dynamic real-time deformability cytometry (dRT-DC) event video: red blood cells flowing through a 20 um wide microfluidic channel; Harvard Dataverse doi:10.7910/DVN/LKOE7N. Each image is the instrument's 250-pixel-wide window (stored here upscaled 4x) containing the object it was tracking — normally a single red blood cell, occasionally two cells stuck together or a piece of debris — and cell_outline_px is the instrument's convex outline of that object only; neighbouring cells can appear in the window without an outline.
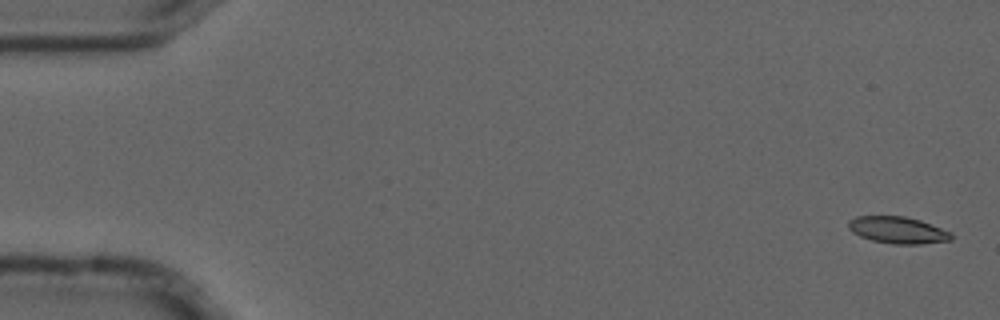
{"species": "common noctule bat (a hibernating species)", "species_latin": "Nyctalus noctula", "temperature_condition": "cold", "stored_images_in_passage": 6, "segment_of_instrument_passage": [1, 2], "camera_frame_rate_fps": 3000, "um_per_image_px": 0.085, "animal": {"sex": "male", "forearm_length_mm": 52.5}, "frame": {"image": 1, "passage_image": 1, "time_ms": 0.0, "image_size_px": [1000, 320], "cell_outline_px": [[952, 240], [920, 244], [892, 244], [872, 240], [860, 236], [852, 232], [848, 228], [848, 220], [856, 216], [904, 216], [920, 220], [952, 232]], "centroid_in_image_um": [76.3, 19.55], "position_along_channel_um": 8.7, "area_um2": 16.13}}